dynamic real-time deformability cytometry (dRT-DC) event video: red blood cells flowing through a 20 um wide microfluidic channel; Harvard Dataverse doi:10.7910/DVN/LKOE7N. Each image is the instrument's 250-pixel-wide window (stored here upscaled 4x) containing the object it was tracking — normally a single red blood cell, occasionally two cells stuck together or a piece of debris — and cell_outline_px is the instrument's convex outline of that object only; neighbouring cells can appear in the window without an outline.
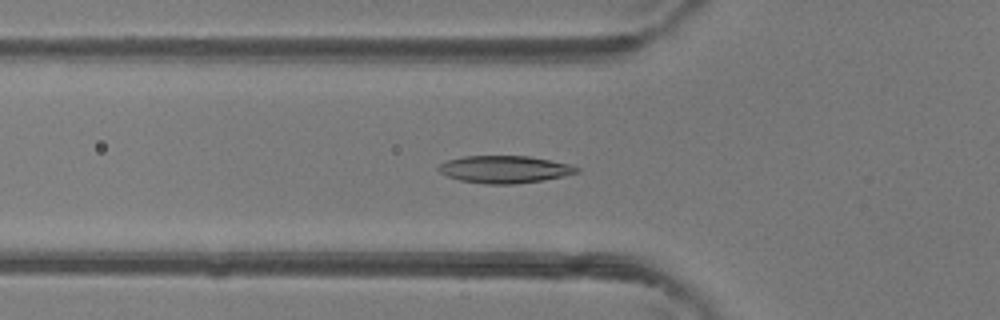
{"species": "common noctule bat (a hibernating species)", "species_latin": "Nyctalus noctula", "temperature_condition": "room temperature", "stored_images_in_passage": 48, "camera_frame_rate_fps": 3000, "um_per_image_px": 0.085, "animal": {"sex": "female"}, "frame": {"image": 1, "passage_image": 17, "time_ms": 5.333, "image_size_px": [1000, 320], "cell_outline_px": [[580, 172], [564, 176], [544, 180], [512, 184], [484, 184], [460, 180], [448, 176], [440, 172], [436, 168], [440, 164], [448, 160], [464, 156], [528, 156], [572, 164], [580, 168]], "centroid_in_image_um": [42.92, 14.39], "position_along_channel_um": 82.9, "area_um2": 22.08}}
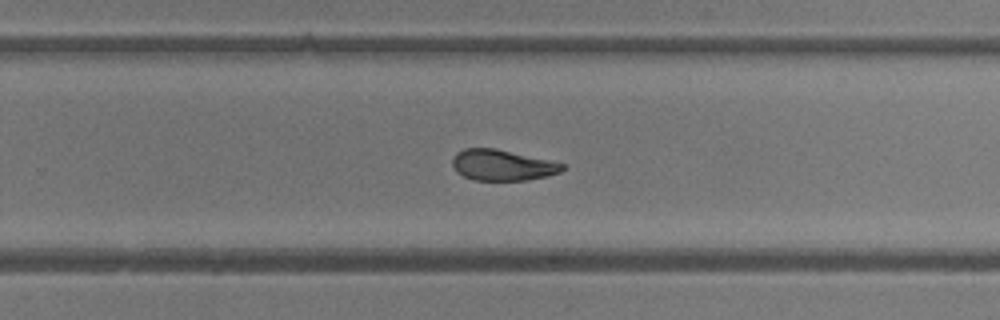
{"frame": {"image": 2, "passage_image": 31, "time_ms": 10.0, "image_size_px": [1000, 320], "cell_outline_px": [[564, 168], [560, 172], [548, 176], [528, 180], [472, 180], [456, 172], [452, 164], [452, 160], [456, 152], [464, 148], [496, 148], [548, 160], [564, 164]], "centroid_in_image_um": [42.66, 14.04], "position_along_channel_um": 287.1, "area_um2": 19.77}}
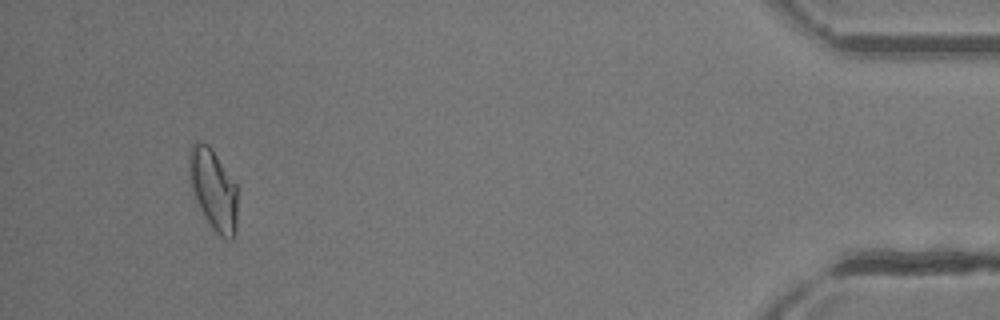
{"frame": {"image": 3, "passage_image": 45, "time_ms": 14.667, "image_size_px": [1000, 320], "cell_outline_px": [[236, 228], [232, 240], [228, 240], [220, 236], [212, 228], [200, 208], [192, 188], [188, 172], [188, 148], [196, 140], [208, 144], [212, 148], [236, 184]], "centroid_in_image_um": [18.11, 16.05], "position_along_channel_um": 417.1, "area_um2": 22.77}, "authors_computed_cell_mechanics": {"area_um2": 21.5594, "velocity_mm_per_s": 4.3693, "shape_relaxation_time_tau1_ms": 8.6925, "shape_relaxation_time_tau2_ms": 2.5823, "deformation_change_tau1": 0.2293, "deformation_change_tau2": 0.0815}}